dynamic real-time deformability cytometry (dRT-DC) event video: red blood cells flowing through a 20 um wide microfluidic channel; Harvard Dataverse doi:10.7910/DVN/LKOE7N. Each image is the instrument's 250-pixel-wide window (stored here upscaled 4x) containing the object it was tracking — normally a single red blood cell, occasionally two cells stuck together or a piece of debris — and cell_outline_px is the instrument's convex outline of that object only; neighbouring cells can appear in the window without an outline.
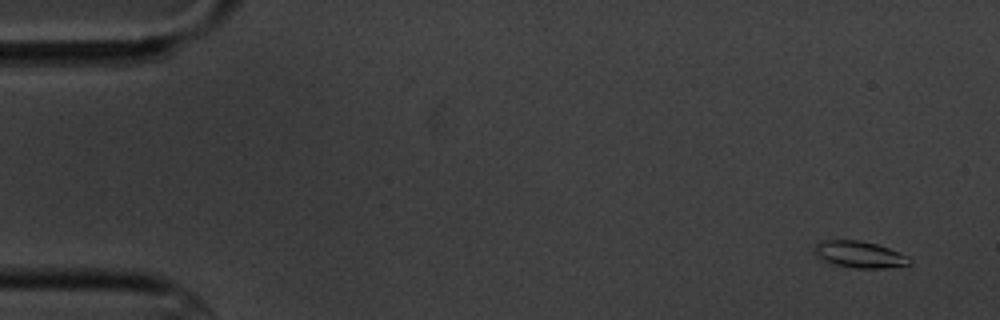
{"species": "common noctule bat (a hibernating species)", "species_latin": "Nyctalus noctula", "temperature_condition": "cold", "stored_images_in_passage": 5, "camera_frame_rate_fps": 3000, "um_per_image_px": 0.085, "animal": {"sex": "male", "body_mass_g": 20.1, "forearm_length_mm": 53.5}, "frame": {"image": 1, "passage_image": 1, "time_ms": 0.0, "image_size_px": [1000, 320], "cell_outline_px": [[912, 260], [908, 264], [884, 268], [856, 268], [832, 264], [816, 256], [812, 248], [820, 240], [860, 240], [876, 244], [900, 252], [908, 256]], "centroid_in_image_um": [73.02, 21.62], "position_along_channel_um": 12.0, "area_um2": 14.8}}